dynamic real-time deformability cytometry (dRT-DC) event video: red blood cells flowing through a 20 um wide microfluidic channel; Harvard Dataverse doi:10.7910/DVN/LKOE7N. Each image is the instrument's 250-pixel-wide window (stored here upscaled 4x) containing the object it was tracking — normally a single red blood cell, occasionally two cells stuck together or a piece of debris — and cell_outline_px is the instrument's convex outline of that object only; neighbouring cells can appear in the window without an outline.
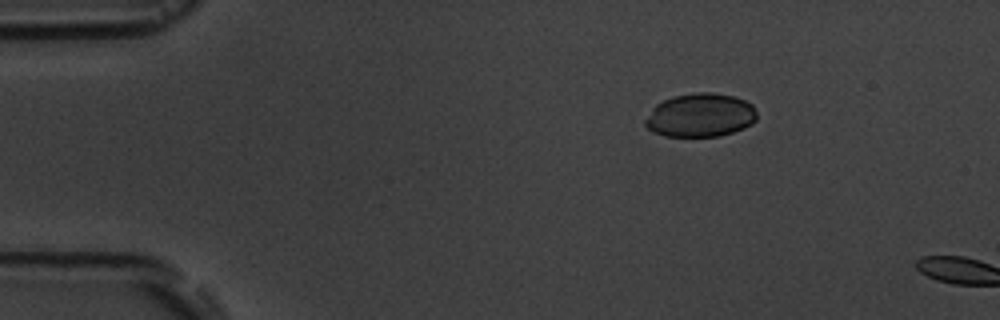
{"species": "common noctule bat (a hibernating species)", "species_latin": "Nyctalus noctula", "temperature_condition": "room temperature", "stored_images_in_passage": 2, "camera_frame_rate_fps": 3000, "um_per_image_px": 0.085, "animal": {"sex": "male", "body_mass_g": 19.5, "forearm_length_mm": 54.6}, "frame": {"image": 1, "passage_image": 1, "time_ms": 0.0, "image_size_px": [1000, 320], "cell_outline_px": [[756, 120], [752, 124], [744, 128], [720, 136], [664, 136], [652, 132], [644, 124], [644, 120], [652, 108], [656, 104], [672, 96], [696, 92], [712, 92], [732, 96], [744, 100], [752, 104], [756, 112]], "centroid_in_image_um": [59.51, 9.79], "position_along_channel_um": 25.5, "area_um2": 28.5}}